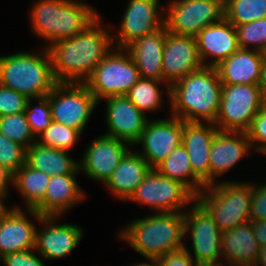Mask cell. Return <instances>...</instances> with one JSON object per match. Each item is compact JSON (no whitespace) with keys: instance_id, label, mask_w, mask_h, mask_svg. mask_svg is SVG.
I'll use <instances>...</instances> for the list:
<instances>
[{"instance_id":"17","label":"cell","mask_w":266,"mask_h":266,"mask_svg":"<svg viewBox=\"0 0 266 266\" xmlns=\"http://www.w3.org/2000/svg\"><path fill=\"white\" fill-rule=\"evenodd\" d=\"M41 217L34 209L25 210L18 205L12 206L0 221V258L7 254L35 249L38 227L35 224H39Z\"/></svg>"},{"instance_id":"50","label":"cell","mask_w":266,"mask_h":266,"mask_svg":"<svg viewBox=\"0 0 266 266\" xmlns=\"http://www.w3.org/2000/svg\"><path fill=\"white\" fill-rule=\"evenodd\" d=\"M210 266H226V265H222V264H221V265H210Z\"/></svg>"},{"instance_id":"25","label":"cell","mask_w":266,"mask_h":266,"mask_svg":"<svg viewBox=\"0 0 266 266\" xmlns=\"http://www.w3.org/2000/svg\"><path fill=\"white\" fill-rule=\"evenodd\" d=\"M167 28L146 34L129 44L125 49L130 53L141 78H154L163 81L162 57Z\"/></svg>"},{"instance_id":"37","label":"cell","mask_w":266,"mask_h":266,"mask_svg":"<svg viewBox=\"0 0 266 266\" xmlns=\"http://www.w3.org/2000/svg\"><path fill=\"white\" fill-rule=\"evenodd\" d=\"M26 149L0 133V163L13 175L25 164Z\"/></svg>"},{"instance_id":"11","label":"cell","mask_w":266,"mask_h":266,"mask_svg":"<svg viewBox=\"0 0 266 266\" xmlns=\"http://www.w3.org/2000/svg\"><path fill=\"white\" fill-rule=\"evenodd\" d=\"M47 97L52 121L81 133L98 105L85 83L57 82Z\"/></svg>"},{"instance_id":"1","label":"cell","mask_w":266,"mask_h":266,"mask_svg":"<svg viewBox=\"0 0 266 266\" xmlns=\"http://www.w3.org/2000/svg\"><path fill=\"white\" fill-rule=\"evenodd\" d=\"M99 15L82 32L48 47L57 82L84 83L114 47L113 29Z\"/></svg>"},{"instance_id":"29","label":"cell","mask_w":266,"mask_h":266,"mask_svg":"<svg viewBox=\"0 0 266 266\" xmlns=\"http://www.w3.org/2000/svg\"><path fill=\"white\" fill-rule=\"evenodd\" d=\"M155 169L162 175L181 182L195 196L207 187L193 173L190 165V157L182 144L176 147Z\"/></svg>"},{"instance_id":"23","label":"cell","mask_w":266,"mask_h":266,"mask_svg":"<svg viewBox=\"0 0 266 266\" xmlns=\"http://www.w3.org/2000/svg\"><path fill=\"white\" fill-rule=\"evenodd\" d=\"M67 174L50 176L43 200L34 208L41 216H59L85 200L86 195L78 184L77 176Z\"/></svg>"},{"instance_id":"43","label":"cell","mask_w":266,"mask_h":266,"mask_svg":"<svg viewBox=\"0 0 266 266\" xmlns=\"http://www.w3.org/2000/svg\"><path fill=\"white\" fill-rule=\"evenodd\" d=\"M10 186H13V174L0 163V194L9 197Z\"/></svg>"},{"instance_id":"27","label":"cell","mask_w":266,"mask_h":266,"mask_svg":"<svg viewBox=\"0 0 266 266\" xmlns=\"http://www.w3.org/2000/svg\"><path fill=\"white\" fill-rule=\"evenodd\" d=\"M263 62L261 52L239 48L216 69L222 85H258Z\"/></svg>"},{"instance_id":"8","label":"cell","mask_w":266,"mask_h":266,"mask_svg":"<svg viewBox=\"0 0 266 266\" xmlns=\"http://www.w3.org/2000/svg\"><path fill=\"white\" fill-rule=\"evenodd\" d=\"M184 239L189 237L191 249H184L199 266L221 265V234L207 210L195 200L183 212Z\"/></svg>"},{"instance_id":"41","label":"cell","mask_w":266,"mask_h":266,"mask_svg":"<svg viewBox=\"0 0 266 266\" xmlns=\"http://www.w3.org/2000/svg\"><path fill=\"white\" fill-rule=\"evenodd\" d=\"M35 249L7 254L1 258L3 266H46L45 259Z\"/></svg>"},{"instance_id":"32","label":"cell","mask_w":266,"mask_h":266,"mask_svg":"<svg viewBox=\"0 0 266 266\" xmlns=\"http://www.w3.org/2000/svg\"><path fill=\"white\" fill-rule=\"evenodd\" d=\"M266 17V0H224V18L235 27Z\"/></svg>"},{"instance_id":"49","label":"cell","mask_w":266,"mask_h":266,"mask_svg":"<svg viewBox=\"0 0 266 266\" xmlns=\"http://www.w3.org/2000/svg\"><path fill=\"white\" fill-rule=\"evenodd\" d=\"M261 55H262L263 61H266V46L262 49Z\"/></svg>"},{"instance_id":"33","label":"cell","mask_w":266,"mask_h":266,"mask_svg":"<svg viewBox=\"0 0 266 266\" xmlns=\"http://www.w3.org/2000/svg\"><path fill=\"white\" fill-rule=\"evenodd\" d=\"M81 136L79 130L52 121L50 126L36 137V142L42 146L71 152L79 143Z\"/></svg>"},{"instance_id":"46","label":"cell","mask_w":266,"mask_h":266,"mask_svg":"<svg viewBox=\"0 0 266 266\" xmlns=\"http://www.w3.org/2000/svg\"><path fill=\"white\" fill-rule=\"evenodd\" d=\"M254 266H266V245L260 247V251Z\"/></svg>"},{"instance_id":"24","label":"cell","mask_w":266,"mask_h":266,"mask_svg":"<svg viewBox=\"0 0 266 266\" xmlns=\"http://www.w3.org/2000/svg\"><path fill=\"white\" fill-rule=\"evenodd\" d=\"M220 244L221 264L226 266H254L260 251L251 221L223 232Z\"/></svg>"},{"instance_id":"9","label":"cell","mask_w":266,"mask_h":266,"mask_svg":"<svg viewBox=\"0 0 266 266\" xmlns=\"http://www.w3.org/2000/svg\"><path fill=\"white\" fill-rule=\"evenodd\" d=\"M196 196L181 182L172 180L151 168L128 200L157 212H184Z\"/></svg>"},{"instance_id":"5","label":"cell","mask_w":266,"mask_h":266,"mask_svg":"<svg viewBox=\"0 0 266 266\" xmlns=\"http://www.w3.org/2000/svg\"><path fill=\"white\" fill-rule=\"evenodd\" d=\"M56 83L48 48L0 56V85L28 99L47 96Z\"/></svg>"},{"instance_id":"34","label":"cell","mask_w":266,"mask_h":266,"mask_svg":"<svg viewBox=\"0 0 266 266\" xmlns=\"http://www.w3.org/2000/svg\"><path fill=\"white\" fill-rule=\"evenodd\" d=\"M0 133L25 149L36 142L24 112L0 116Z\"/></svg>"},{"instance_id":"40","label":"cell","mask_w":266,"mask_h":266,"mask_svg":"<svg viewBox=\"0 0 266 266\" xmlns=\"http://www.w3.org/2000/svg\"><path fill=\"white\" fill-rule=\"evenodd\" d=\"M266 220V180L252 183V199L250 209V221L260 222Z\"/></svg>"},{"instance_id":"4","label":"cell","mask_w":266,"mask_h":266,"mask_svg":"<svg viewBox=\"0 0 266 266\" xmlns=\"http://www.w3.org/2000/svg\"><path fill=\"white\" fill-rule=\"evenodd\" d=\"M31 6L29 24L45 48L74 37L100 14L85 0H36Z\"/></svg>"},{"instance_id":"28","label":"cell","mask_w":266,"mask_h":266,"mask_svg":"<svg viewBox=\"0 0 266 266\" xmlns=\"http://www.w3.org/2000/svg\"><path fill=\"white\" fill-rule=\"evenodd\" d=\"M68 151L35 142L26 149L25 163L49 176L81 174L79 159H74Z\"/></svg>"},{"instance_id":"7","label":"cell","mask_w":266,"mask_h":266,"mask_svg":"<svg viewBox=\"0 0 266 266\" xmlns=\"http://www.w3.org/2000/svg\"><path fill=\"white\" fill-rule=\"evenodd\" d=\"M140 78L130 53L113 47L84 83L100 105L108 97L126 95Z\"/></svg>"},{"instance_id":"35","label":"cell","mask_w":266,"mask_h":266,"mask_svg":"<svg viewBox=\"0 0 266 266\" xmlns=\"http://www.w3.org/2000/svg\"><path fill=\"white\" fill-rule=\"evenodd\" d=\"M236 29L240 48L261 52L266 46V17L236 26Z\"/></svg>"},{"instance_id":"45","label":"cell","mask_w":266,"mask_h":266,"mask_svg":"<svg viewBox=\"0 0 266 266\" xmlns=\"http://www.w3.org/2000/svg\"><path fill=\"white\" fill-rule=\"evenodd\" d=\"M258 86L261 90L262 97L266 100V61L263 62L262 72Z\"/></svg>"},{"instance_id":"36","label":"cell","mask_w":266,"mask_h":266,"mask_svg":"<svg viewBox=\"0 0 266 266\" xmlns=\"http://www.w3.org/2000/svg\"><path fill=\"white\" fill-rule=\"evenodd\" d=\"M33 100L38 102L35 106H33ZM24 113L35 137L46 130L52 122L51 108L47 96L28 99L27 108Z\"/></svg>"},{"instance_id":"47","label":"cell","mask_w":266,"mask_h":266,"mask_svg":"<svg viewBox=\"0 0 266 266\" xmlns=\"http://www.w3.org/2000/svg\"><path fill=\"white\" fill-rule=\"evenodd\" d=\"M8 198L6 195L0 194V221L3 219V217L11 210V207H7L5 205L4 199L6 200Z\"/></svg>"},{"instance_id":"44","label":"cell","mask_w":266,"mask_h":266,"mask_svg":"<svg viewBox=\"0 0 266 266\" xmlns=\"http://www.w3.org/2000/svg\"><path fill=\"white\" fill-rule=\"evenodd\" d=\"M253 234L259 244V247L266 245V220L253 222Z\"/></svg>"},{"instance_id":"13","label":"cell","mask_w":266,"mask_h":266,"mask_svg":"<svg viewBox=\"0 0 266 266\" xmlns=\"http://www.w3.org/2000/svg\"><path fill=\"white\" fill-rule=\"evenodd\" d=\"M122 15L117 34L112 33L113 45L117 48H126L165 25V5L160 0H128Z\"/></svg>"},{"instance_id":"39","label":"cell","mask_w":266,"mask_h":266,"mask_svg":"<svg viewBox=\"0 0 266 266\" xmlns=\"http://www.w3.org/2000/svg\"><path fill=\"white\" fill-rule=\"evenodd\" d=\"M27 101L22 93L0 85V116L25 112Z\"/></svg>"},{"instance_id":"18","label":"cell","mask_w":266,"mask_h":266,"mask_svg":"<svg viewBox=\"0 0 266 266\" xmlns=\"http://www.w3.org/2000/svg\"><path fill=\"white\" fill-rule=\"evenodd\" d=\"M101 101L106 102L107 129L103 134L124 140L133 147L140 139L149 116L141 112L126 95L111 96Z\"/></svg>"},{"instance_id":"22","label":"cell","mask_w":266,"mask_h":266,"mask_svg":"<svg viewBox=\"0 0 266 266\" xmlns=\"http://www.w3.org/2000/svg\"><path fill=\"white\" fill-rule=\"evenodd\" d=\"M219 129L212 123L183 121L182 145L189 157L193 173L206 185H210L209 154Z\"/></svg>"},{"instance_id":"48","label":"cell","mask_w":266,"mask_h":266,"mask_svg":"<svg viewBox=\"0 0 266 266\" xmlns=\"http://www.w3.org/2000/svg\"><path fill=\"white\" fill-rule=\"evenodd\" d=\"M145 260V262H137L129 266H159L157 259L146 258Z\"/></svg>"},{"instance_id":"30","label":"cell","mask_w":266,"mask_h":266,"mask_svg":"<svg viewBox=\"0 0 266 266\" xmlns=\"http://www.w3.org/2000/svg\"><path fill=\"white\" fill-rule=\"evenodd\" d=\"M50 176L26 163L13 175V186L22 197L25 209H34L44 198Z\"/></svg>"},{"instance_id":"10","label":"cell","mask_w":266,"mask_h":266,"mask_svg":"<svg viewBox=\"0 0 266 266\" xmlns=\"http://www.w3.org/2000/svg\"><path fill=\"white\" fill-rule=\"evenodd\" d=\"M258 85H222L215 126L219 131L246 132L265 105Z\"/></svg>"},{"instance_id":"20","label":"cell","mask_w":266,"mask_h":266,"mask_svg":"<svg viewBox=\"0 0 266 266\" xmlns=\"http://www.w3.org/2000/svg\"><path fill=\"white\" fill-rule=\"evenodd\" d=\"M195 39L204 67L218 66L240 48L237 29L225 18L205 27L195 36Z\"/></svg>"},{"instance_id":"16","label":"cell","mask_w":266,"mask_h":266,"mask_svg":"<svg viewBox=\"0 0 266 266\" xmlns=\"http://www.w3.org/2000/svg\"><path fill=\"white\" fill-rule=\"evenodd\" d=\"M59 216H42L36 230L37 254L46 262L56 259H65L80 244L84 231L79 225L73 223H60ZM57 221V222H56ZM43 226V227H42Z\"/></svg>"},{"instance_id":"15","label":"cell","mask_w":266,"mask_h":266,"mask_svg":"<svg viewBox=\"0 0 266 266\" xmlns=\"http://www.w3.org/2000/svg\"><path fill=\"white\" fill-rule=\"evenodd\" d=\"M124 140L101 134L94 138L84 150L79 161V171L86 178L103 185L111 177L120 160L131 149Z\"/></svg>"},{"instance_id":"12","label":"cell","mask_w":266,"mask_h":266,"mask_svg":"<svg viewBox=\"0 0 266 266\" xmlns=\"http://www.w3.org/2000/svg\"><path fill=\"white\" fill-rule=\"evenodd\" d=\"M223 19L224 0H169L165 5V26L176 35L195 37Z\"/></svg>"},{"instance_id":"31","label":"cell","mask_w":266,"mask_h":266,"mask_svg":"<svg viewBox=\"0 0 266 266\" xmlns=\"http://www.w3.org/2000/svg\"><path fill=\"white\" fill-rule=\"evenodd\" d=\"M161 85L165 86L166 92L161 89ZM162 93L167 96V99L170 98V86L167 83L154 78H140L126 96L146 115L161 110L165 102Z\"/></svg>"},{"instance_id":"6","label":"cell","mask_w":266,"mask_h":266,"mask_svg":"<svg viewBox=\"0 0 266 266\" xmlns=\"http://www.w3.org/2000/svg\"><path fill=\"white\" fill-rule=\"evenodd\" d=\"M247 181L223 180L196 196L222 233L250 221L253 181Z\"/></svg>"},{"instance_id":"2","label":"cell","mask_w":266,"mask_h":266,"mask_svg":"<svg viewBox=\"0 0 266 266\" xmlns=\"http://www.w3.org/2000/svg\"><path fill=\"white\" fill-rule=\"evenodd\" d=\"M221 97L216 67H203L170 86L168 112L182 121L215 124Z\"/></svg>"},{"instance_id":"3","label":"cell","mask_w":266,"mask_h":266,"mask_svg":"<svg viewBox=\"0 0 266 266\" xmlns=\"http://www.w3.org/2000/svg\"><path fill=\"white\" fill-rule=\"evenodd\" d=\"M119 230V241L126 242L144 259H157L184 248L183 212H155L132 219Z\"/></svg>"},{"instance_id":"42","label":"cell","mask_w":266,"mask_h":266,"mask_svg":"<svg viewBox=\"0 0 266 266\" xmlns=\"http://www.w3.org/2000/svg\"><path fill=\"white\" fill-rule=\"evenodd\" d=\"M159 266H199L183 248L157 258Z\"/></svg>"},{"instance_id":"38","label":"cell","mask_w":266,"mask_h":266,"mask_svg":"<svg viewBox=\"0 0 266 266\" xmlns=\"http://www.w3.org/2000/svg\"><path fill=\"white\" fill-rule=\"evenodd\" d=\"M251 143L253 153L266 155V104L252 120L250 128L246 131Z\"/></svg>"},{"instance_id":"26","label":"cell","mask_w":266,"mask_h":266,"mask_svg":"<svg viewBox=\"0 0 266 266\" xmlns=\"http://www.w3.org/2000/svg\"><path fill=\"white\" fill-rule=\"evenodd\" d=\"M150 169L148 162L132 147L120 160L104 186L114 198L126 202Z\"/></svg>"},{"instance_id":"14","label":"cell","mask_w":266,"mask_h":266,"mask_svg":"<svg viewBox=\"0 0 266 266\" xmlns=\"http://www.w3.org/2000/svg\"><path fill=\"white\" fill-rule=\"evenodd\" d=\"M183 121L170 115L169 118L148 119L140 139L134 146L136 151L155 168L160 162L182 144Z\"/></svg>"},{"instance_id":"19","label":"cell","mask_w":266,"mask_h":266,"mask_svg":"<svg viewBox=\"0 0 266 266\" xmlns=\"http://www.w3.org/2000/svg\"><path fill=\"white\" fill-rule=\"evenodd\" d=\"M162 58L163 82L169 86L204 67L195 37L176 35L168 30Z\"/></svg>"},{"instance_id":"21","label":"cell","mask_w":266,"mask_h":266,"mask_svg":"<svg viewBox=\"0 0 266 266\" xmlns=\"http://www.w3.org/2000/svg\"><path fill=\"white\" fill-rule=\"evenodd\" d=\"M250 152L253 150L246 132L219 131L212 142L209 154L210 185L217 183L218 180L222 181L221 177Z\"/></svg>"}]
</instances>
